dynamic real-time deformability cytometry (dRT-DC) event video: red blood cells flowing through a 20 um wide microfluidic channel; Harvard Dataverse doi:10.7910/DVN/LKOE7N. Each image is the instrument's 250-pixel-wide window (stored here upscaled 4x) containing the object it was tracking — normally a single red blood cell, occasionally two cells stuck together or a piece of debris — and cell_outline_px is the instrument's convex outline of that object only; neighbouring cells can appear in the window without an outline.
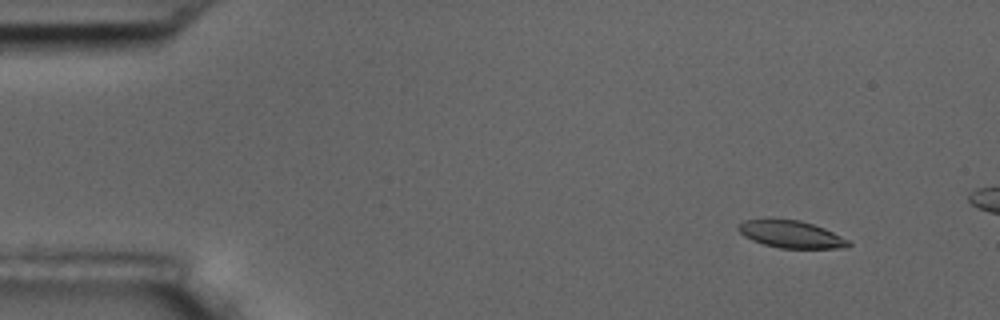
{"species": "common noctule bat (a hibernating species)", "species_latin": "Nyctalus noctula", "temperature_condition": "room temperature", "stored_images_in_passage": 5, "camera_frame_rate_fps": 3000, "um_per_image_px": 0.085, "animal": {"sex": "male", "body_mass_g": 17.5, "forearm_length_mm": 52.3}, "frame": {"image": 1, "passage_image": 2, "time_ms": 1.0, "image_size_px": [1000, 320], "cell_outline_px": [[852, 244], [848, 248], [780, 248], [764, 244], [752, 240], [744, 236], [736, 228], [744, 220], [768, 216], [800, 220], [824, 228], [848, 240]], "centroid_in_image_um": [67.18, 19.87], "position_along_channel_um": 17.8, "area_um2": 17.98}}